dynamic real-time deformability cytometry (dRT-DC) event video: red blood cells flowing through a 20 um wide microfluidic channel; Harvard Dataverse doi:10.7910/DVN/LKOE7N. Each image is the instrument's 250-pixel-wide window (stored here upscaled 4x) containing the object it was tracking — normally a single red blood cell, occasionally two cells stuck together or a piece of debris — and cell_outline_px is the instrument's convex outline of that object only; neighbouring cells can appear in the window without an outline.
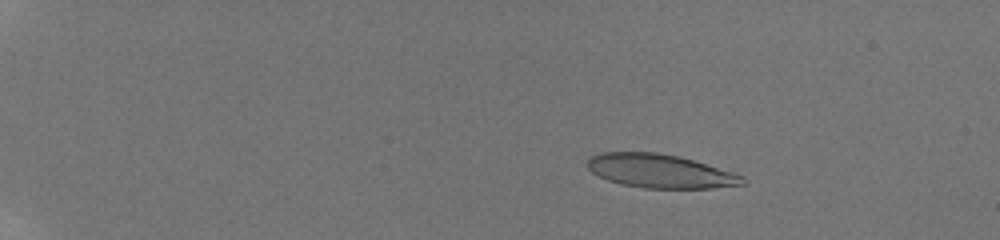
{"species": "human", "species_latin": "Homo sapiens", "temperature_condition": "room temperature", "stored_images_in_passage": 54, "camera_frame_rate_fps": 3000, "um_per_image_px": 0.085, "donor": {"sex": "male"}, "frame": {"image": 1, "passage_image": 2, "time_ms": 0.333, "image_size_px": [1000, 240], "cell_outline_px": [[748, 184], [712, 188], [644, 188], [620, 184], [608, 180], [592, 172], [588, 168], [588, 156], [600, 152], [656, 152], [680, 156], [744, 176], [748, 180]], "centroid_in_image_um": [56.12, 14.54], "position_along_channel_um": 28.9, "area_um2": 30.58}}
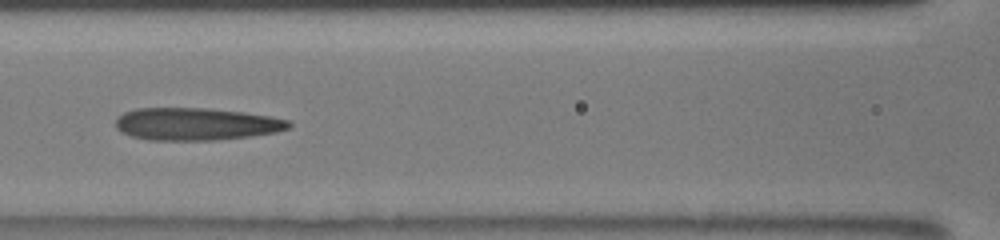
{"frame": {"image": 2, "passage_image": 24, "time_ms": 6.667, "image_size_px": [1000, 240], "cell_outline_px": [[292, 124], [288, 128], [276, 132], [248, 136], [212, 140], [148, 140], [132, 136], [120, 132], [116, 128], [116, 116], [124, 112], [136, 108], [208, 108], [244, 112], [272, 116], [288, 120]], "centroid_in_image_um": [16.63, 10.53], "position_along_channel_um": 150.0, "area_um2": 32.83}}
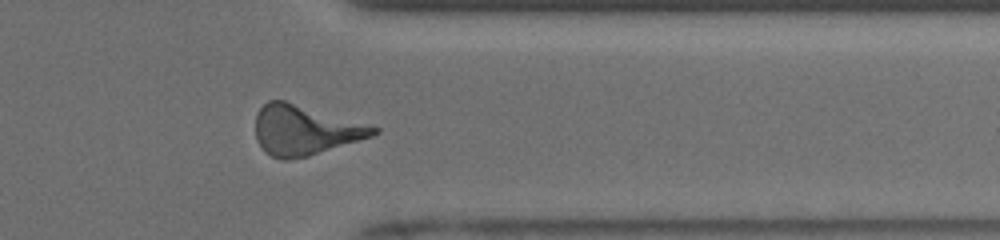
{"frame": {"image": 3, "passage_image": 45, "time_ms": 12.667, "image_size_px": [1000, 240], "cell_outline_px": [[380, 132], [372, 136], [308, 156], [288, 160], [280, 160], [264, 152], [256, 140], [256, 112], [268, 100], [284, 100], [380, 128]], "centroid_in_image_um": [25.87, 11.07], "position_along_channel_um": 385.5, "area_um2": 33.99}, "authors_computed_cell_mechanics": {"area_um2": 32.2524, "velocity_mm_per_s": 3.9529, "shape_relaxation_time_tau1_ms": 5.149, "shape_relaxation_time_tau2_ms": 1.8269, "deformation_change_tau1": 0.2117, "deformation_change_tau2": 0.1451}}